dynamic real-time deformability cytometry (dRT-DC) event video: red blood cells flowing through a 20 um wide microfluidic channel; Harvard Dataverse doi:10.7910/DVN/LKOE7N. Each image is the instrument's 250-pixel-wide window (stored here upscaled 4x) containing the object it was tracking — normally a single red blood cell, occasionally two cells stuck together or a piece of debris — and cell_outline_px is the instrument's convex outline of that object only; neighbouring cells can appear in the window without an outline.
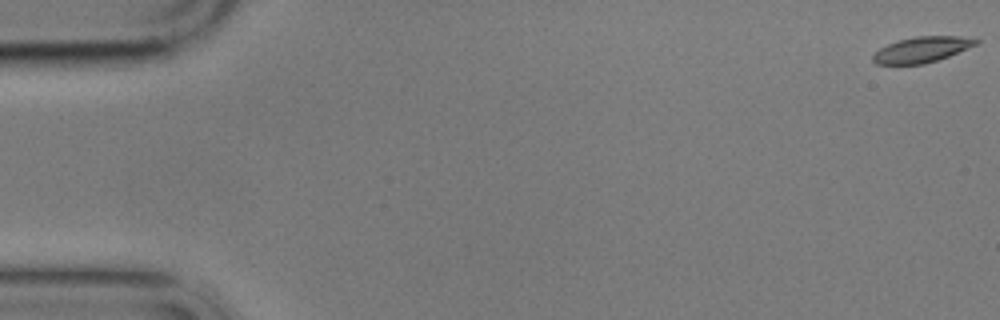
{"species": "common noctule bat (a hibernating species)", "species_latin": "Nyctalus noctula", "temperature_condition": "cold", "stored_images_in_passage": 8, "camera_frame_rate_fps": 3000, "um_per_image_px": 0.085, "animal": {"sex": "male", "body_mass_g": 17.9}, "frame": {"image": 1, "passage_image": 1, "time_ms": 0.0, "image_size_px": [1000, 320], "cell_outline_px": [[980, 40], [976, 44], [948, 56], [924, 64], [876, 64], [872, 60], [872, 56], [880, 48], [888, 44], [900, 40], [916, 36], [960, 36]], "centroid_in_image_um": [78.33, 4.21], "position_along_channel_um": 6.7, "area_um2": 15.09}}
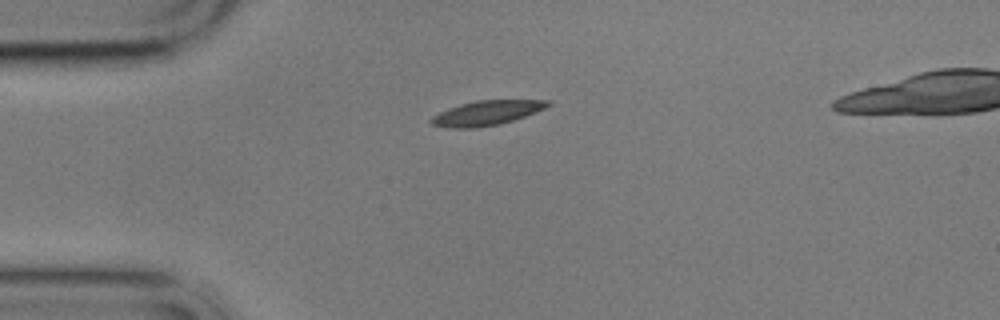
{"frame": {"image": 2, "passage_image": 5, "time_ms": 4.667, "image_size_px": [1000, 320], "cell_outline_px": [[552, 104], [544, 108], [524, 116], [512, 120], [496, 124], [476, 128], [452, 128], [432, 124], [428, 120], [432, 116], [448, 108], [460, 104], [476, 100], [552, 100]], "centroid_in_image_um": [41.34, 9.59], "position_along_channel_um": 43.7, "area_um2": 16.53}}
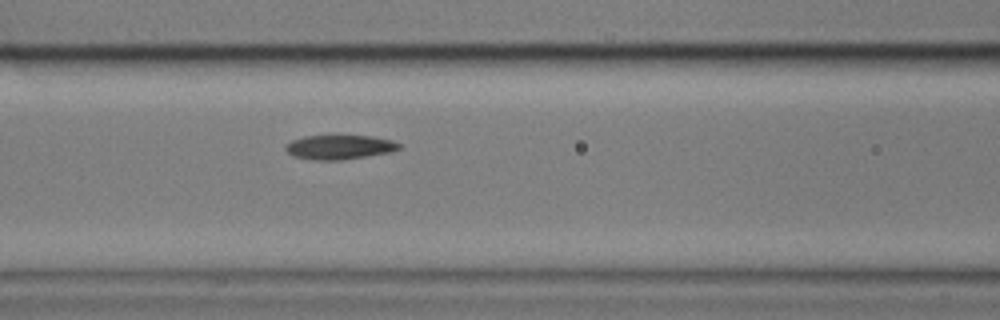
{"frame": {"image": 3, "passage_image": 8, "time_ms": 8.0, "image_size_px": [1000, 320], "cell_outline_px": [[400, 148], [392, 152], [368, 156], [340, 160], [312, 160], [292, 156], [284, 148], [284, 144], [292, 140], [304, 136], [372, 136], [392, 140], [400, 144]], "centroid_in_image_um": [28.83, 12.51], "position_along_channel_um": 137.8, "area_um2": 16.18}}